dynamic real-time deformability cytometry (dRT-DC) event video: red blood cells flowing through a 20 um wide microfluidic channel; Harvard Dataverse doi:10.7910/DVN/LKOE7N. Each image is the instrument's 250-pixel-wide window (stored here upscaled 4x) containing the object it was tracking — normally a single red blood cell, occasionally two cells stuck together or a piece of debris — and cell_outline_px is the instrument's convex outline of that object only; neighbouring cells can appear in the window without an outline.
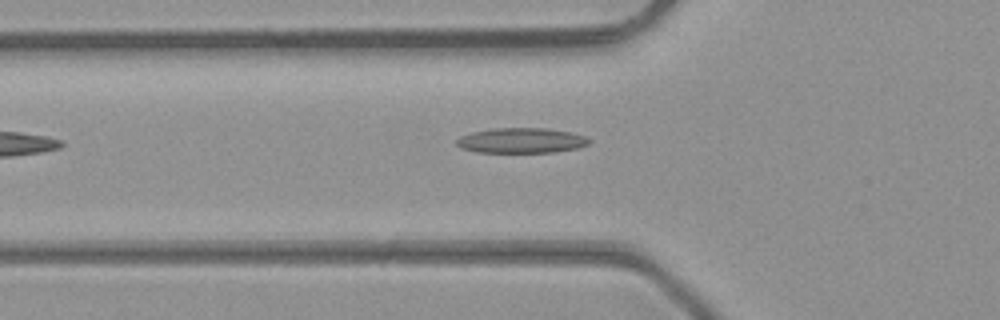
{"species": "common noctule bat (a hibernating species)", "species_latin": "Nyctalus noctula", "temperature_condition": "room temperature", "stored_images_in_passage": 3, "camera_frame_rate_fps": 3000, "um_per_image_px": 0.085, "animal": {"sex": "male", "body_mass_g": 23.1, "forearm_length_mm": 52.7}, "frame": {"image": 1, "passage_image": 3, "time_ms": 0.667, "image_size_px": [1000, 320], "cell_outline_px": [[592, 140], [588, 144], [580, 148], [556, 152], [476, 152], [460, 148], [456, 144], [456, 140], [460, 136], [472, 132], [492, 128], [548, 128], [568, 132], [584, 136]], "centroid_in_image_um": [44.31, 11.94], "position_along_channel_um": 81.5, "area_um2": 19.54}}